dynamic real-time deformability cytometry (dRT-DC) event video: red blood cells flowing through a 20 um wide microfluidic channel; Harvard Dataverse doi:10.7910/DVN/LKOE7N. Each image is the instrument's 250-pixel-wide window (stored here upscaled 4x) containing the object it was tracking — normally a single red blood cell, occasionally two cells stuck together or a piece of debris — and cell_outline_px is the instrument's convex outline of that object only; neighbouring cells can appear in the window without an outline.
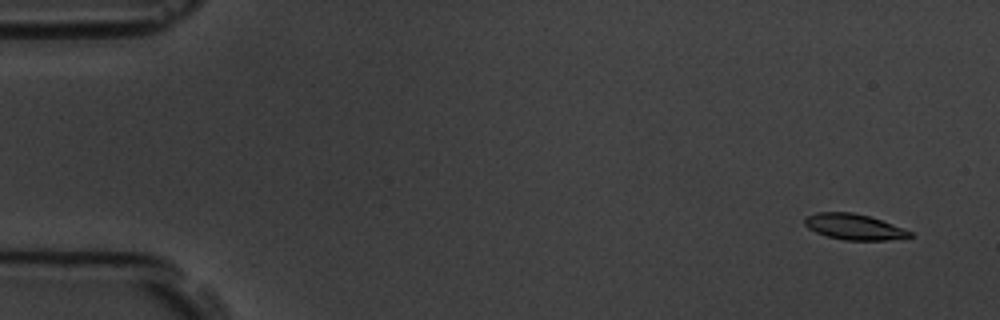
{"species": "common noctule bat (a hibernating species)", "species_latin": "Nyctalus noctula", "temperature_condition": "room temperature", "stored_images_in_passage": 5, "camera_frame_rate_fps": 3000, "um_per_image_px": 0.085, "animal": {"sex": "male", "body_mass_g": 19.5, "forearm_length_mm": 54.6}, "frame": {"image": 1, "passage_image": 1, "time_ms": 0.0, "image_size_px": [1000, 320], "cell_outline_px": [[912, 236], [888, 240], [844, 240], [828, 236], [816, 232], [808, 228], [804, 224], [804, 220], [808, 216], [816, 212], [852, 212], [868, 216], [892, 224], [912, 232]], "centroid_in_image_um": [72.56, 19.28], "position_along_channel_um": 12.4, "area_um2": 15.55}}
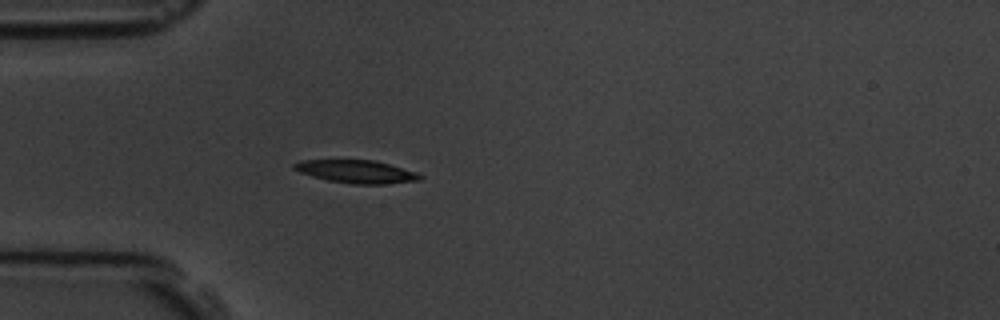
{"frame": {"image": 2, "passage_image": 5, "time_ms": 4.333, "image_size_px": [1000, 320], "cell_outline_px": [[424, 176], [420, 180], [384, 184], [352, 184], [328, 180], [312, 176], [300, 172], [292, 168], [292, 164], [300, 160], [376, 160], [416, 172]], "centroid_in_image_um": [30.29, 14.58], "position_along_channel_um": 54.7, "area_um2": 16.82}}